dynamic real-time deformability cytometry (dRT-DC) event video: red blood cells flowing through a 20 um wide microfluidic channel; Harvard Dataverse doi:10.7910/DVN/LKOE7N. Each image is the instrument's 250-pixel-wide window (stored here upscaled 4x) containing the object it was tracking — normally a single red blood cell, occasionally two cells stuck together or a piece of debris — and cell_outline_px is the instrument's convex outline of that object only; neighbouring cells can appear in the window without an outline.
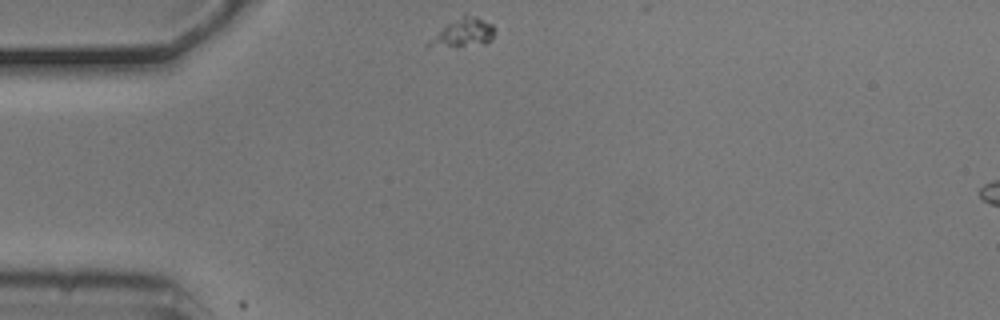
{"species": "common noctule bat (a hibernating species)", "species_latin": "Nyctalus noctula", "temperature_condition": "cold", "stored_images_in_passage": 2, "camera_frame_rate_fps": 3000, "um_per_image_px": 0.085, "animal": {"sex": "male", "body_mass_g": 20.5, "forearm_length_mm": 52.5}, "frame": {"image": 1, "passage_image": 1, "time_ms": 0.0, "image_size_px": [1000, 320], "cell_outline_px": [[496, 28], [492, 40], [484, 44], [456, 48], [424, 44], [448, 24], [464, 12], [476, 16], [492, 24]], "centroid_in_image_um": [39.45, 2.78], "position_along_channel_um": 45.5, "area_um2": 11.1}}